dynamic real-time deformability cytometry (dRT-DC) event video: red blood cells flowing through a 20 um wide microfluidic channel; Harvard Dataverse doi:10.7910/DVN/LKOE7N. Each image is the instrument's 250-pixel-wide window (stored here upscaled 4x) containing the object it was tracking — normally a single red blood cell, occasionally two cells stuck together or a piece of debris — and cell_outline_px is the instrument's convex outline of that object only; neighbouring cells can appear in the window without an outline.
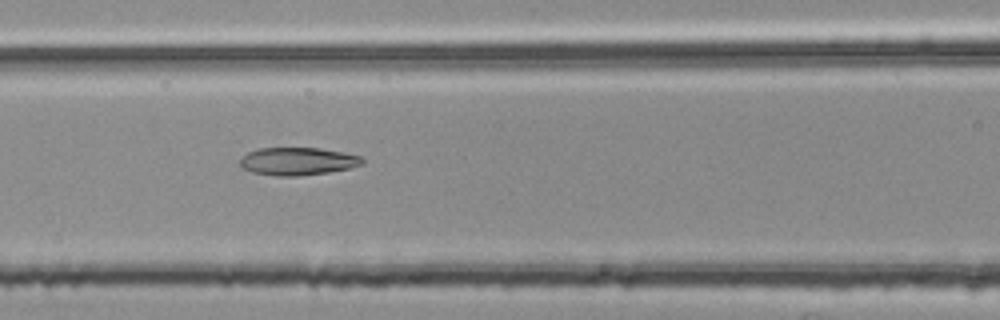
{"species": "common noctule bat (a hibernating species)", "species_latin": "Nyctalus noctula", "temperature_condition": "room temperature", "stored_images_in_passage": 39, "camera_frame_rate_fps": 3000, "um_per_image_px": 0.085, "animal": {"sex": "female", "body_mass_g": 25.1}, "frame": {"image": 1, "passage_image": 8, "time_ms": 2.333, "image_size_px": [1000, 320], "cell_outline_px": [[364, 164], [352, 168], [328, 172], [300, 176], [276, 176], [252, 172], [244, 168], [240, 164], [240, 160], [248, 152], [260, 148], [320, 148], [344, 152], [360, 156], [364, 160]], "centroid_in_image_um": [25.35, 13.71], "position_along_channel_um": 141.2, "area_um2": 19.83}}
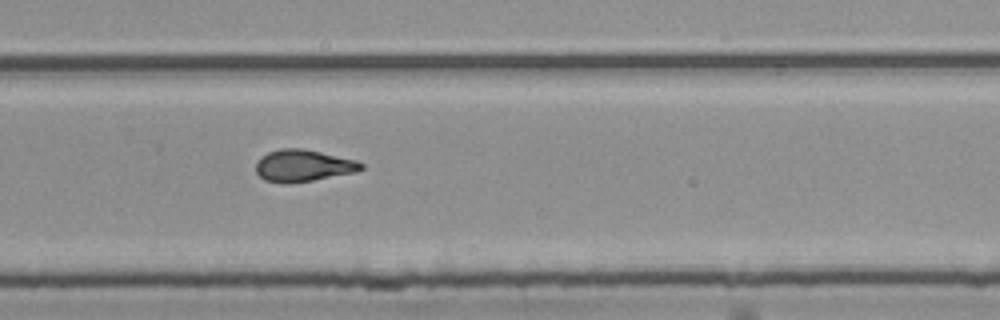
{"frame": {"image": 2, "passage_image": 21, "time_ms": 6.667, "image_size_px": [1000, 320], "cell_outline_px": [[364, 168], [356, 172], [312, 180], [288, 184], [280, 184], [264, 180], [256, 172], [256, 164], [260, 156], [268, 152], [280, 148], [304, 148], [356, 160], [364, 164]], "centroid_in_image_um": [25.75, 14.08], "position_along_channel_um": 304.1, "area_um2": 19.77}}
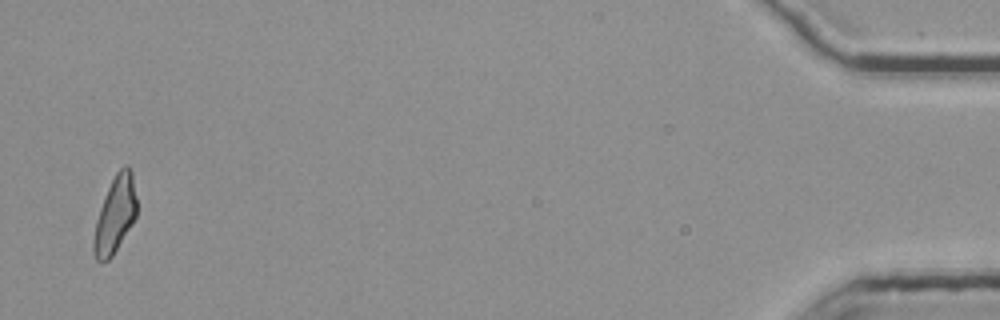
{"frame": {"image": 3, "passage_image": 38, "time_ms": 12.333, "image_size_px": [1000, 320], "cell_outline_px": [[136, 216], [132, 224], [112, 256], [108, 260], [100, 264], [96, 260], [92, 252], [92, 240], [96, 220], [104, 196], [116, 172], [124, 164], [128, 164], [132, 172], [136, 200]], "centroid_in_image_um": [9.75, 18.28], "position_along_channel_um": 425.4, "area_um2": 19.31}, "authors_computed_cell_mechanics": {"area_um2": 19.3052, "velocity_mm_per_s": 3.7756, "shape_relaxation_time_tau1_ms": 7.7875, "shape_relaxation_time_tau2_ms": 2.3529, "deformation_change_tau1": 0.2196, "deformation_change_tau2": 0.109}}